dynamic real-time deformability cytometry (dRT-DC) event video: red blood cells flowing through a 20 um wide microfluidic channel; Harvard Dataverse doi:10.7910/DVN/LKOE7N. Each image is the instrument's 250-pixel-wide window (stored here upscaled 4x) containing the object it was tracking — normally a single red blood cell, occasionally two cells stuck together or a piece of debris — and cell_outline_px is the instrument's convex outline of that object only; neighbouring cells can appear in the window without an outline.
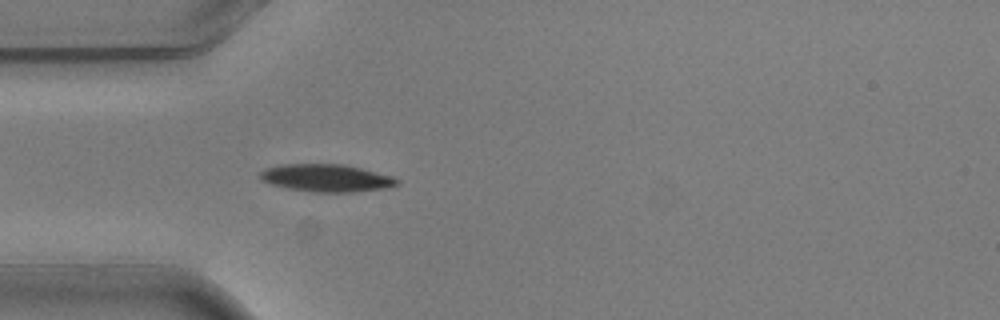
{"species": "common noctule bat (a hibernating species)", "species_latin": "Nyctalus noctula", "temperature_condition": "warm", "stored_images_in_passage": 4, "camera_frame_rate_fps": 3000, "um_per_image_px": 0.085, "animal": {"sex": "male", "body_mass_g": 20.5, "forearm_length_mm": 52.5}, "frame": {"image": 1, "passage_image": 4, "time_ms": 1.0, "image_size_px": [1000, 320], "cell_outline_px": [[400, 184], [388, 188], [352, 192], [316, 192], [288, 188], [272, 184], [264, 180], [260, 176], [260, 172], [264, 168], [284, 164], [344, 164], [392, 176], [400, 180]], "centroid_in_image_um": [27.79, 15.13], "position_along_channel_um": 57.2, "area_um2": 21.85}}